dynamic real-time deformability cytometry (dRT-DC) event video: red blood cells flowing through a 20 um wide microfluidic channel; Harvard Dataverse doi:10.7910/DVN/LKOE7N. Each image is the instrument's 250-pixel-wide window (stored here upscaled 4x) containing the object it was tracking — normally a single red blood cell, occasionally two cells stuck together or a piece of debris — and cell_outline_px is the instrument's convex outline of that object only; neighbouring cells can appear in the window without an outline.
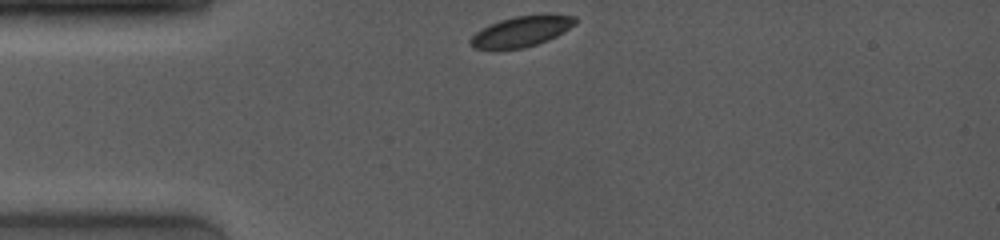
{"species": "common noctule bat (a hibernating species)", "species_latin": "Nyctalus noctula", "temperature_condition": "room temperature", "stored_images_in_passage": 30, "camera_frame_rate_fps": 4000, "um_per_image_px": 0.085, "animal": {"sex": "female", "body_mass_g": 19.0, "forearm_length_mm": 53.3}, "frame": {"image": 1, "passage_image": 1, "time_ms": 0.0, "image_size_px": [1000, 240], "cell_outline_px": [[576, 24], [556, 36], [548, 40], [524, 48], [500, 52], [492, 52], [472, 48], [468, 44], [468, 40], [476, 32], [500, 20], [516, 16], [576, 16]], "centroid_in_image_um": [44.19, 2.76], "position_along_channel_um": 40.8, "area_um2": 18.79}}
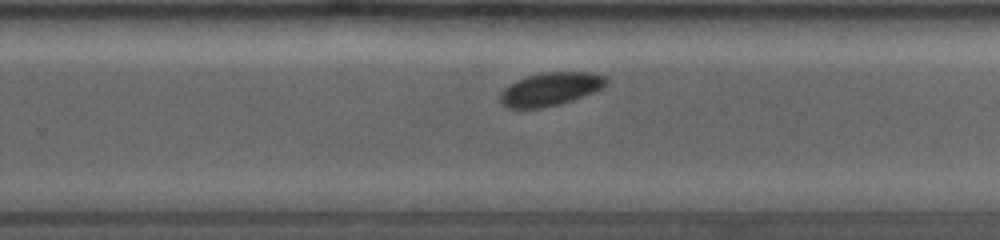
{"frame": {"image": 2, "passage_image": 23, "time_ms": 6.75, "image_size_px": [1000, 240], "cell_outline_px": [[608, 84], [592, 92], [572, 100], [560, 104], [540, 108], [508, 108], [500, 104], [500, 92], [504, 88], [516, 80], [540, 72], [592, 72], [608, 76]], "centroid_in_image_um": [46.78, 7.56], "position_along_channel_um": 283.0, "area_um2": 20.63}}
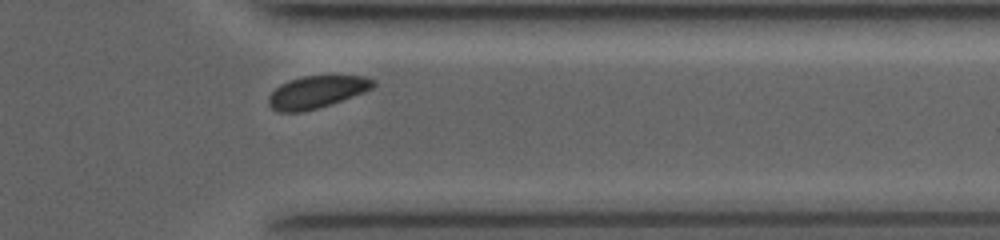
{"frame": {"image": 3, "passage_image": 28, "time_ms": 9.25, "image_size_px": [1000, 240], "cell_outline_px": [[376, 84], [372, 88], [364, 92], [332, 104], [304, 112], [280, 112], [272, 108], [268, 104], [268, 96], [280, 84], [288, 80], [304, 76], [364, 76], [376, 80]], "centroid_in_image_um": [26.92, 7.82], "position_along_channel_um": 384.5, "area_um2": 19.77}, "authors_computed_cell_mechanics": {"area_um2": 20.4901, "velocity_mm_per_s": 3.9889, "shape_relaxation_time_tau1_ms": 0.8018, "shape_relaxation_time_tau2_ms": null, "deformation_change_tau1": 0.0462, "deformation_change_tau2": null}}